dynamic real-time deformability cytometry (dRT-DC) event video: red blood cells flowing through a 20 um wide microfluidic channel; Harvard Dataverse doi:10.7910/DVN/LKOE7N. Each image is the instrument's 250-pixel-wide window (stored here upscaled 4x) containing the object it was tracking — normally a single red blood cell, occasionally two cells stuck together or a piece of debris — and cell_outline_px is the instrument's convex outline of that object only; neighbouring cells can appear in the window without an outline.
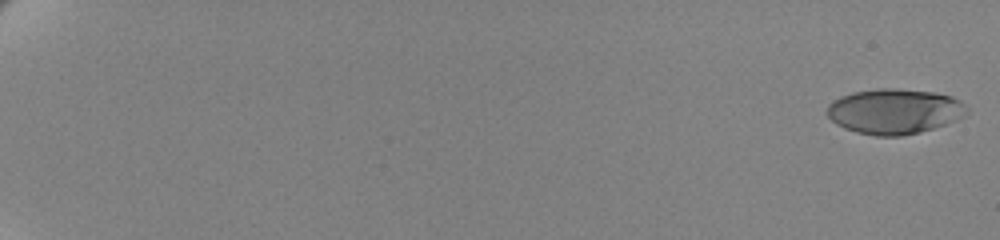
{"species": "human", "species_latin": "Homo sapiens", "temperature_condition": "cold", "stored_images_in_passage": 62, "camera_frame_rate_fps": 3000, "um_per_image_px": 0.085, "donor": {"sex": "female"}, "frame": {"image": 1, "passage_image": 1, "time_ms": 0.0, "image_size_px": [1000, 240], "cell_outline_px": [[968, 112], [964, 116], [956, 120], [932, 128], [900, 136], [876, 136], [856, 132], [844, 128], [836, 124], [828, 116], [828, 104], [832, 100], [840, 96], [852, 92], [876, 88], [892, 88], [936, 92], [952, 96], [960, 100], [968, 108]], "centroid_in_image_um": [76.02, 9.45], "position_along_channel_um": 9.0, "area_um2": 36.88}}
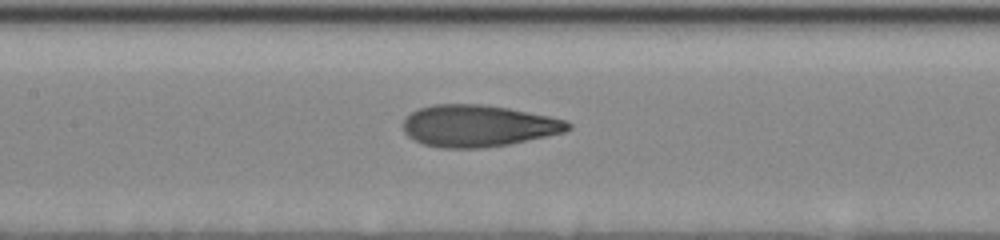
{"frame": {"image": 2, "passage_image": 34, "time_ms": 11.0, "image_size_px": [1000, 240], "cell_outline_px": [[572, 128], [564, 132], [548, 136], [508, 144], [484, 148], [440, 148], [424, 144], [408, 136], [404, 132], [404, 120], [412, 112], [420, 108], [432, 104], [484, 104], [508, 108], [548, 116], [564, 120], [572, 124]], "centroid_in_image_um": [40.65, 10.7], "position_along_channel_um": 166.7, "area_um2": 40.0}}
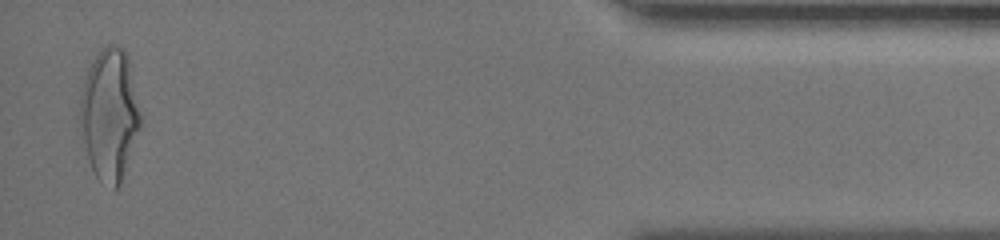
{"frame": {"image": 3, "passage_image": 61, "time_ms": 20.0, "image_size_px": [1000, 240], "cell_outline_px": [[140, 128], [120, 188], [112, 188], [100, 180], [96, 176], [92, 168], [88, 156], [84, 140], [80, 120], [80, 96], [84, 80], [88, 68], [100, 48], [108, 44], [120, 44], [128, 52], [140, 112]], "centroid_in_image_um": [9.34, 9.68], "position_along_channel_um": 425.9, "area_um2": 46.41}, "authors_computed_cell_mechanics": {"area_um2": 39.1884, "velocity_mm_per_s": 3.4683, "shape_relaxation_time_tau1_ms": 4.1935, "shape_relaxation_time_tau2_ms": 1.1333, "deformation_change_tau1": 0.1897, "deformation_change_tau2": 0.0858}}